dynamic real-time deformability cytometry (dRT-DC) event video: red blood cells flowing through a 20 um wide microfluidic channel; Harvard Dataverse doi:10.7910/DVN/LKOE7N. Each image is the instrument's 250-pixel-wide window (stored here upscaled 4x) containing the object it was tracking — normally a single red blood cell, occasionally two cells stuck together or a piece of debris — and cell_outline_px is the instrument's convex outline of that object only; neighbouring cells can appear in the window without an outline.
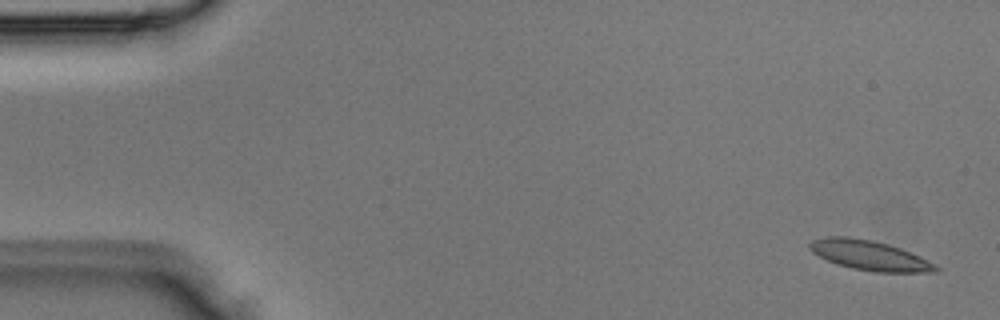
{"species": "Egyptian fruit bat (a non-hibernating species)", "species_latin": "Rousettus aegyptiacus", "temperature_condition": "room temperature", "stored_images_in_passage": 5, "camera_frame_rate_fps": 3000, "um_per_image_px": 0.085, "animal": {"sex": "male"}, "frame": {"image": 1, "passage_image": 1, "time_ms": 0.0, "image_size_px": [1000, 320], "cell_outline_px": [[940, 272], [876, 272], [852, 268], [836, 264], [812, 252], [808, 248], [808, 244], [812, 240], [828, 236], [848, 236], [872, 240], [888, 244], [900, 248], [936, 264], [940, 268]], "centroid_in_image_um": [73.9, 21.7], "position_along_channel_um": 11.1, "area_um2": 21.85}}